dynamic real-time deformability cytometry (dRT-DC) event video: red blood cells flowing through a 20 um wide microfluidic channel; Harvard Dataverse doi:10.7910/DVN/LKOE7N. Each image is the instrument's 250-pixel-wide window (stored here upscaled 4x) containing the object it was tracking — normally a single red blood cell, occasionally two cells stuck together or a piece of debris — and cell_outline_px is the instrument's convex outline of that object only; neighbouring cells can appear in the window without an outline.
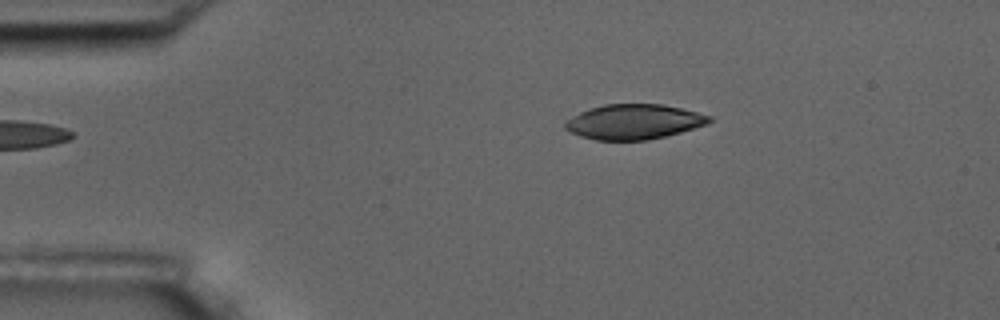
{"species": "common noctule bat (a hibernating species)", "species_latin": "Nyctalus noctula", "temperature_condition": "room temperature", "stored_images_in_passage": 46, "camera_frame_rate_fps": 3000, "um_per_image_px": 0.085, "animal": {"sex": "male", "body_mass_g": 17.5, "forearm_length_mm": 52.3}, "frame": {"image": 1, "passage_image": 1, "time_ms": 0.0, "image_size_px": [1000, 320], "cell_outline_px": [[712, 120], [708, 124], [680, 132], [648, 140], [596, 140], [580, 136], [564, 128], [564, 124], [572, 116], [580, 112], [604, 104], [660, 104], [680, 108], [712, 116]], "centroid_in_image_um": [53.88, 10.35], "position_along_channel_um": 31.1, "area_um2": 29.13}}
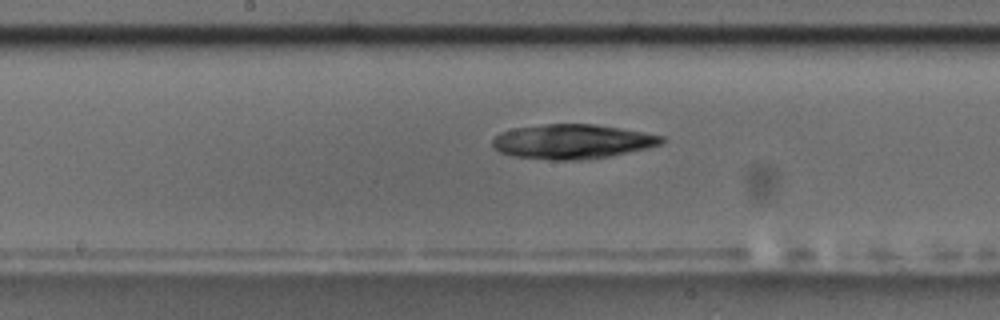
{"frame": {"image": 2, "passage_image": 19, "time_ms": 6.0, "image_size_px": [1000, 320], "cell_outline_px": [[668, 140], [664, 144], [648, 148], [608, 156], [580, 160], [548, 160], [512, 156], [500, 152], [492, 148], [492, 140], [500, 132], [512, 128], [544, 124], [596, 124], [664, 136]], "centroid_in_image_um": [48.63, 12.03], "position_along_channel_um": 199.6, "area_um2": 34.28}}
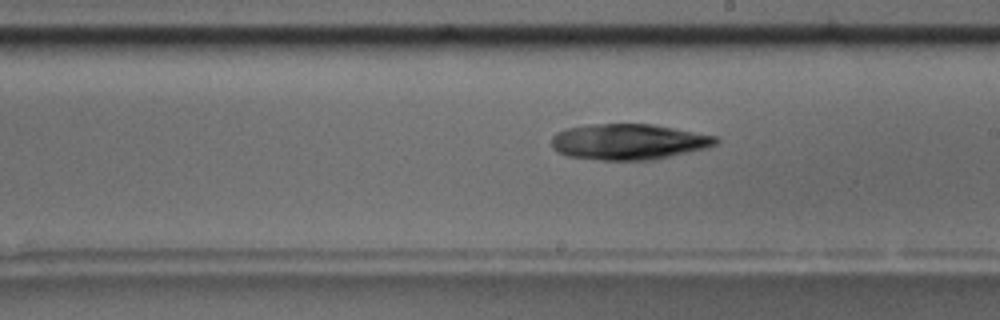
{"frame": {"image": 3, "passage_image": 22, "time_ms": 7.0, "image_size_px": [1000, 320], "cell_outline_px": [[720, 140], [716, 144], [704, 148], [652, 160], [600, 160], [568, 156], [552, 148], [552, 136], [556, 132], [564, 128], [588, 124], [652, 124], [720, 136]], "centroid_in_image_um": [53.42, 12.04], "position_along_channel_um": 235.6, "area_um2": 34.39}}